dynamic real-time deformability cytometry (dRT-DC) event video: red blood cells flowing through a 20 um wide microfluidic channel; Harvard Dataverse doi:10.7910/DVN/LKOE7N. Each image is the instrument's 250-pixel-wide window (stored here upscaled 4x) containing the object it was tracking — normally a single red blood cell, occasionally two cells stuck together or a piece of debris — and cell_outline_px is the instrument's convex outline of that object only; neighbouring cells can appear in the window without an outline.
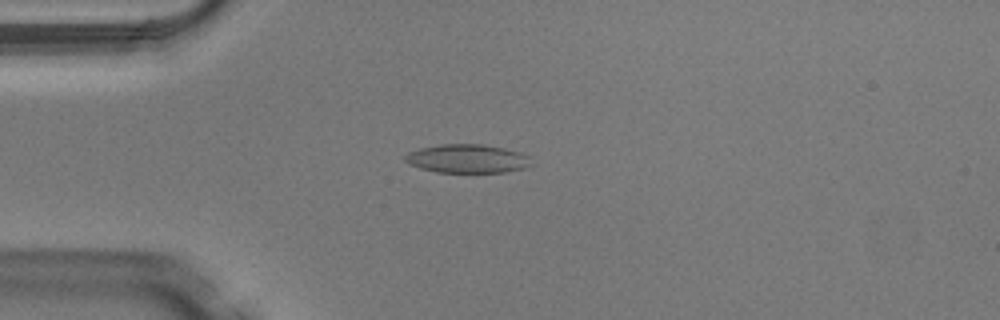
{"species": "Egyptian fruit bat (a non-hibernating species)", "species_latin": "Rousettus aegyptiacus", "temperature_condition": "warm", "stored_images_in_passage": 43, "camera_frame_rate_fps": 3000, "um_per_image_px": 0.085, "animal": {"sex": "male"}, "frame": {"image": 1, "passage_image": 7, "time_ms": 2.0, "image_size_px": [1000, 320], "cell_outline_px": [[528, 164], [524, 168], [504, 172], [436, 172], [420, 168], [408, 164], [404, 160], [404, 156], [408, 152], [420, 148], [440, 144], [484, 144], [504, 148], [520, 152], [528, 156]], "centroid_in_image_um": [39.65, 13.48], "position_along_channel_um": 45.4, "area_um2": 20.92}}
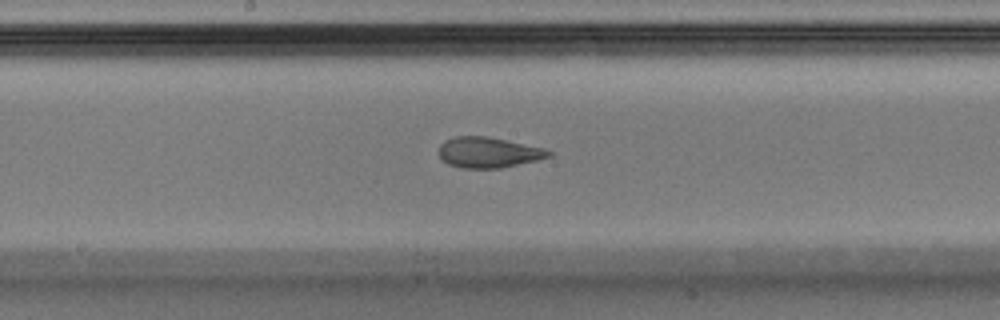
{"frame": {"image": 2, "passage_image": 20, "time_ms": 6.333, "image_size_px": [1000, 320], "cell_outline_px": [[552, 156], [536, 160], [500, 168], [464, 168], [448, 164], [436, 152], [440, 144], [444, 140], [456, 136], [488, 136], [544, 148], [552, 152]], "centroid_in_image_um": [41.48, 12.94], "position_along_channel_um": 206.7, "area_um2": 19.59}}
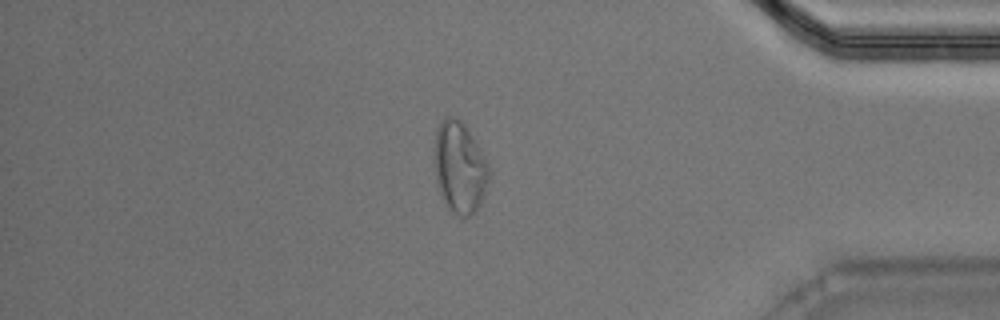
{"frame": {"image": 3, "passage_image": 36, "time_ms": 11.667, "image_size_px": [1000, 320], "cell_outline_px": [[488, 180], [480, 204], [468, 216], [460, 216], [448, 208], [436, 184], [436, 128], [440, 120], [448, 116], [456, 116], [468, 128], [484, 156], [488, 164]], "centroid_in_image_um": [39.06, 14.18], "position_along_channel_um": 396.1, "area_um2": 28.44}, "authors_computed_cell_mechanics": {"area_um2": 21.1548, "velocity_mm_per_s": 4.1123, "shape_relaxation_time_tau1_ms": null, "shape_relaxation_time_tau2_ms": 0.9417, "deformation_change_tau1": null, "deformation_change_tau2": 0.0749}}